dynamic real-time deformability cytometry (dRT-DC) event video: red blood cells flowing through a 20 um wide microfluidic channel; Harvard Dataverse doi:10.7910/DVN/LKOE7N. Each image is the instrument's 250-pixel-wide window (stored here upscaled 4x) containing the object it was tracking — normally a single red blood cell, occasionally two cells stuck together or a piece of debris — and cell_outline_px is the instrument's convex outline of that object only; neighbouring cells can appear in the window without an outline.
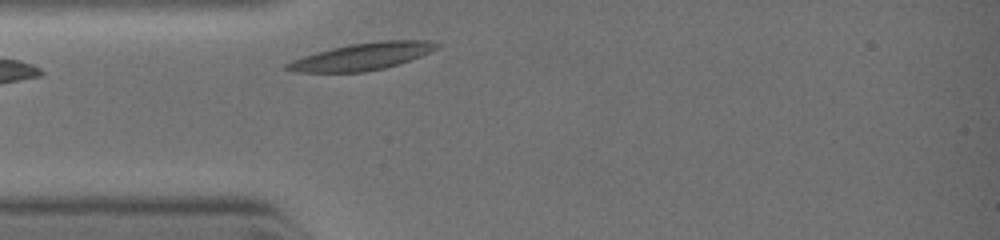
{"species": "common noctule bat (a hibernating species)", "species_latin": "Nyctalus noctula", "temperature_condition": "warm", "stored_images_in_passage": 4, "camera_frame_rate_fps": 3000, "um_per_image_px": 0.085, "animal": {"sex": "female", "body_mass_g": 19.0, "forearm_length_mm": 51.5}, "frame": {"image": 1, "passage_image": 1, "time_ms": 0.0, "image_size_px": [1000, 240], "cell_outline_px": [[440, 44], [436, 48], [420, 56], [384, 68], [364, 72], [296, 72], [284, 68], [284, 64], [292, 60], [316, 52], [332, 48], [352, 44], [380, 40], [428, 40]], "centroid_in_image_um": [30.74, 4.8], "position_along_channel_um": 54.3, "area_um2": 23.29}}